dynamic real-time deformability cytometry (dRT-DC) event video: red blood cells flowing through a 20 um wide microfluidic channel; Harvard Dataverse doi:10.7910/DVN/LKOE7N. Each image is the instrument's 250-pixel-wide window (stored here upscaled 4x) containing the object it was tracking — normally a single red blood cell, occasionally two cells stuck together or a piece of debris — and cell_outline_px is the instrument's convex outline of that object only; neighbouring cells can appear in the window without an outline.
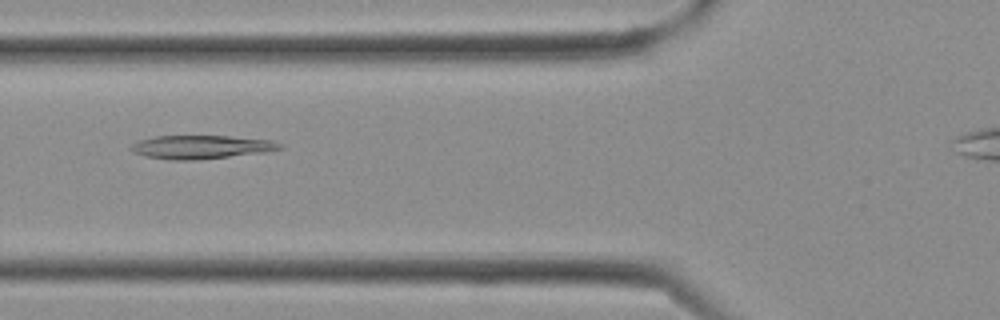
{"species": "Egyptian fruit bat (a non-hibernating species)", "species_latin": "Rousettus aegyptiacus", "temperature_condition": "cold", "stored_images_in_passage": 13, "camera_frame_rate_fps": 3000, "um_per_image_px": 0.085, "frame": {"image": 1, "passage_image": 6, "time_ms": 1.667, "image_size_px": [1000, 320], "cell_outline_px": [[284, 148], [268, 152], [196, 160], [172, 160], [148, 156], [132, 152], [128, 148], [132, 144], [140, 140], [156, 136], [228, 136], [272, 140], [284, 144]], "centroid_in_image_um": [17.16, 12.5], "position_along_channel_um": 108.6, "area_um2": 20.46}}
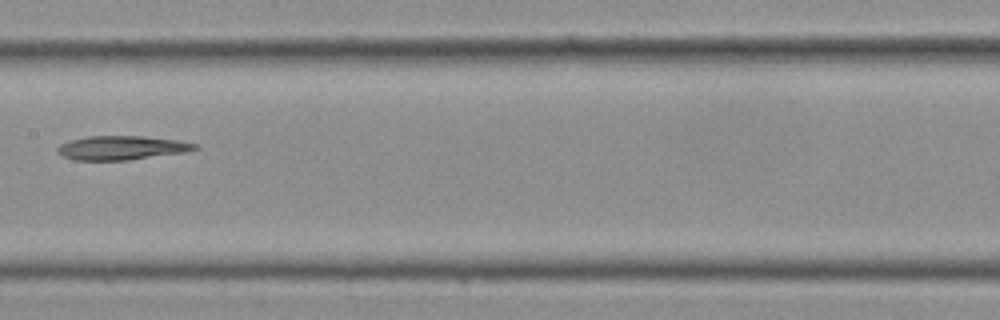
{"frame": {"image": 2, "passage_image": 10, "time_ms": 3.0, "image_size_px": [1000, 320], "cell_outline_px": [[200, 148], [184, 152], [128, 160], [72, 160], [56, 152], [56, 148], [60, 144], [72, 140], [88, 136], [144, 136], [180, 140], [196, 144]], "centroid_in_image_um": [10.34, 12.56], "position_along_channel_um": 197.1, "area_um2": 19.19}}
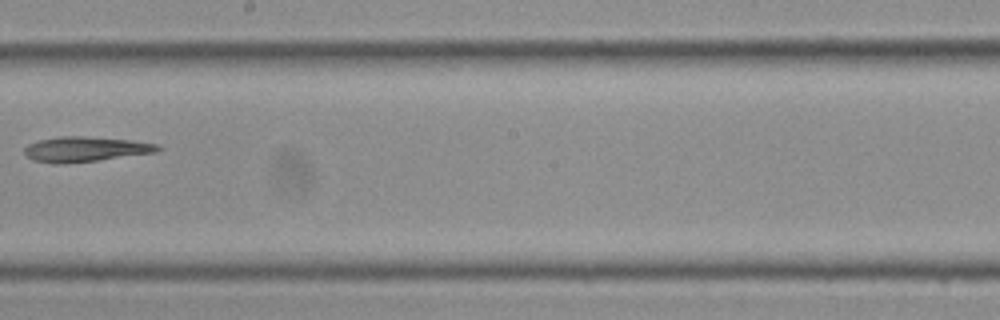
{"frame": {"image": 3, "passage_image": 12, "time_ms": 3.667, "image_size_px": [1000, 320], "cell_outline_px": [[160, 148], [156, 152], [100, 160], [60, 164], [52, 164], [32, 160], [24, 152], [24, 148], [28, 144], [40, 140], [60, 136], [84, 136], [128, 140], [160, 144]], "centroid_in_image_um": [7.23, 12.69], "position_along_channel_um": 241.0, "area_um2": 19.42}}